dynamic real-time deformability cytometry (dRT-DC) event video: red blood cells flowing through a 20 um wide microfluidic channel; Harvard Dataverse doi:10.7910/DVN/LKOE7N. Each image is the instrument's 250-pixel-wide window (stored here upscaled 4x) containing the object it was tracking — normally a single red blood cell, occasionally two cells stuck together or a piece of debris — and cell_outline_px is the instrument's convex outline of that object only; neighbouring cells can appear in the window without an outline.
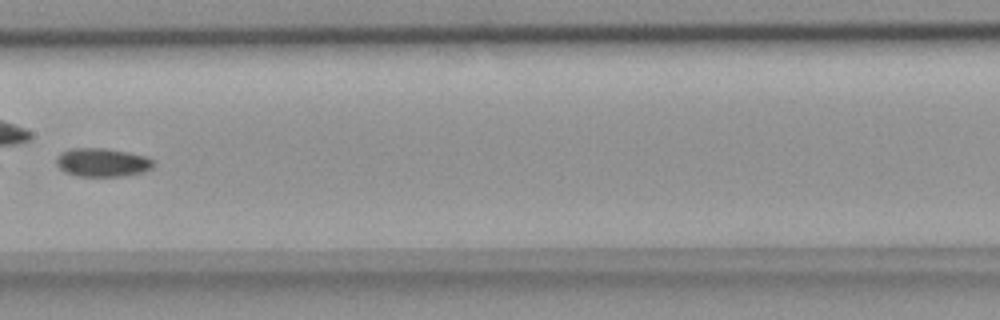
{"species": "common noctule bat (a hibernating species)", "species_latin": "Nyctalus noctula", "temperature_condition": "room temperature", "stored_images_in_passage": 7, "camera_frame_rate_fps": 3000, "um_per_image_px": 0.085, "animal": {"sex": "female", "body_mass_g": 18.4}, "frame": {"image": 1, "passage_image": 6, "time_ms": 1.667, "image_size_px": [1000, 320], "cell_outline_px": [[156, 164], [152, 168], [144, 172], [120, 176], [80, 176], [64, 172], [56, 164], [56, 156], [60, 152], [68, 148], [104, 148], [128, 152], [144, 156], [152, 160]], "centroid_in_image_um": [8.67, 13.8], "position_along_channel_um": 198.7, "area_um2": 16.24}}
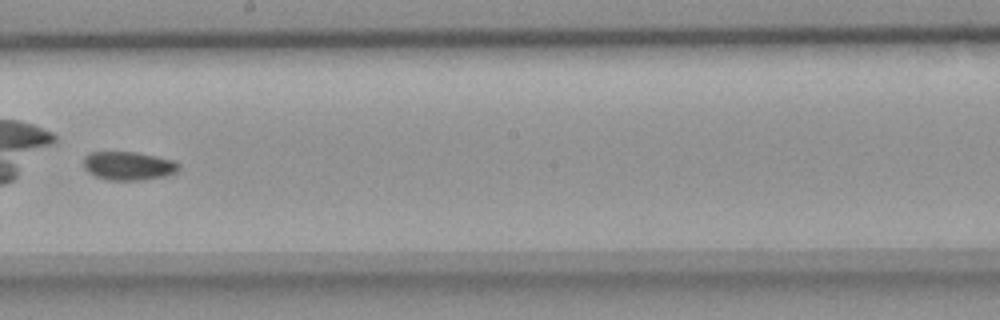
{"frame": {"image": 2, "passage_image": 7, "time_ms": 2.0, "image_size_px": [1000, 320], "cell_outline_px": [[180, 168], [176, 172], [164, 176], [144, 180], [108, 180], [96, 176], [88, 172], [84, 168], [84, 156], [88, 152], [136, 152], [172, 160], [180, 164]], "centroid_in_image_um": [10.9, 14.1], "position_along_channel_um": 237.3, "area_um2": 15.84}}